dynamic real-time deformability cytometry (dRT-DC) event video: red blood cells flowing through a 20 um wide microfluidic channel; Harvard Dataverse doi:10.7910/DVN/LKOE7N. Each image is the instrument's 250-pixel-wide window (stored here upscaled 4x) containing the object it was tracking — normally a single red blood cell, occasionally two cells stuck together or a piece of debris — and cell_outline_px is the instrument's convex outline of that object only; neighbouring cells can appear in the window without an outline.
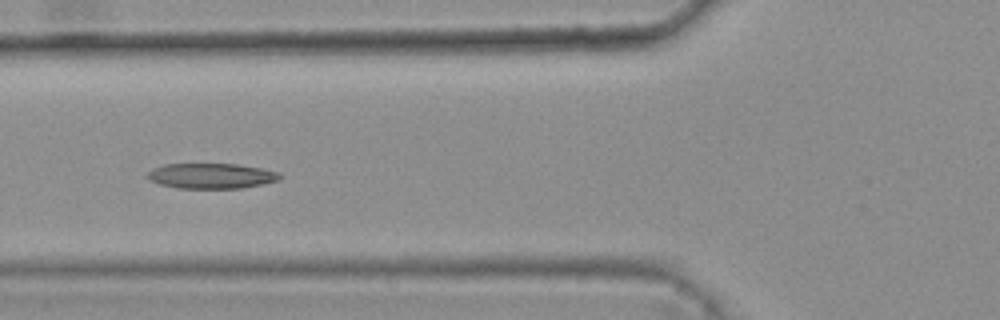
{"species": "common noctule bat (a hibernating species)", "species_latin": "Nyctalus noctula", "temperature_condition": "warm", "stored_images_in_passage": 44, "camera_frame_rate_fps": 3000, "um_per_image_px": 0.085, "animal": {"sex": "female", "body_mass_g": 25.1}, "frame": {"image": 1, "passage_image": 19, "time_ms": 6.0, "image_size_px": [1000, 320], "cell_outline_px": [[280, 176], [276, 180], [260, 184], [240, 188], [180, 188], [160, 184], [144, 176], [152, 168], [164, 164], [236, 164], [260, 168], [280, 172]], "centroid_in_image_um": [17.9, 14.94], "position_along_channel_um": 107.9, "area_um2": 19.25}, "authors_computed_cell_mechanics": {"area_um2": 19.8543, "velocity_mm_per_s": 3.778, "shape_relaxation_time_tau1_ms": null, "shape_relaxation_time_tau2_ms": 4.0123, "deformation_change_tau1": null, "deformation_change_tau2": 0.1152}}